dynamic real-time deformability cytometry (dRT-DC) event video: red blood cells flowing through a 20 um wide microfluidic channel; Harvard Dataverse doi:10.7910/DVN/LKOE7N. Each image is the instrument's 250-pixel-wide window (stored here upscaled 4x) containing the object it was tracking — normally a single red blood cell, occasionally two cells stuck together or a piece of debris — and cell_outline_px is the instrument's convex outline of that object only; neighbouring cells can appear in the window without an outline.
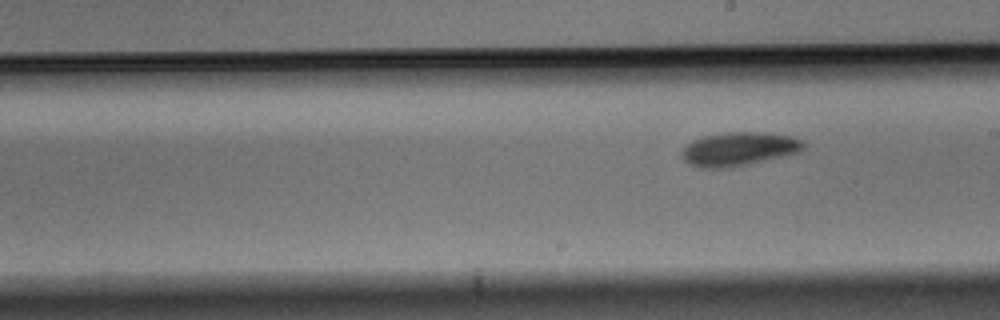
{"species": "Egyptian fruit bat (a non-hibernating species)", "species_latin": "Rousettus aegyptiacus", "temperature_condition": "warm", "stored_images_in_passage": 9, "segment_of_instrument_passage": [2, 2], "camera_frame_rate_fps": 3000, "um_per_image_px": 0.085, "animal": {"sex": "male"}, "frame": {"image": 1, "passage_image": 9, "time_ms": 2.667, "image_size_px": [1000, 320], "cell_outline_px": [[804, 148], [800, 152], [784, 156], [748, 164], [728, 168], [700, 168], [688, 164], [680, 156], [680, 152], [692, 140], [704, 136], [724, 132], [764, 132], [792, 136], [800, 140], [804, 144]], "centroid_in_image_um": [62.77, 12.67], "position_along_channel_um": 226.2, "area_um2": 24.04}}